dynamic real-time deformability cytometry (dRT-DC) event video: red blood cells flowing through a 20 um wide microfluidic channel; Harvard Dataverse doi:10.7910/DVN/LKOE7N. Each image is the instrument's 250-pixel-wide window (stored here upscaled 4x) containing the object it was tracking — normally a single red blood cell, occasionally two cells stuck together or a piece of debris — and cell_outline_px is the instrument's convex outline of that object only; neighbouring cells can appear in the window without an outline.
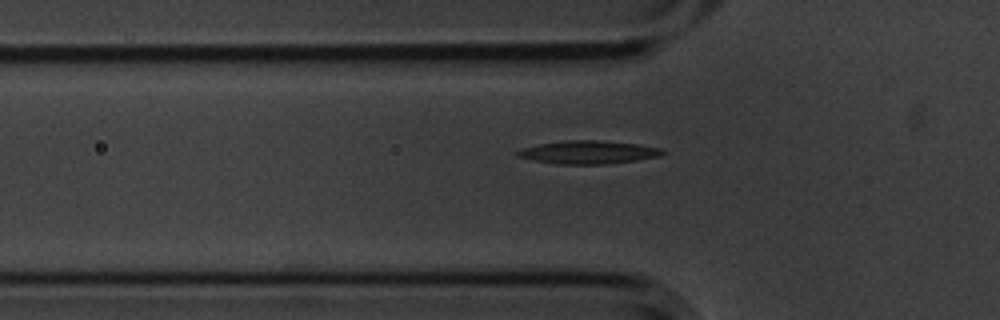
{"species": "common noctule bat (a hibernating species)", "species_latin": "Nyctalus noctula", "temperature_condition": "cold", "stored_images_in_passage": 36, "camera_frame_rate_fps": 3000, "um_per_image_px": 0.085, "animal": {"sex": "male", "body_mass_g": 20.1, "forearm_length_mm": 53.5}, "frame": {"image": 1, "passage_image": 5, "time_ms": 1.333, "image_size_px": [1000, 320], "cell_outline_px": [[664, 152], [660, 156], [636, 160], [608, 164], [556, 164], [532, 160], [516, 156], [516, 152], [520, 148], [540, 144], [564, 140], [596, 140], [636, 144], [664, 148]], "centroid_in_image_um": [49.98, 12.94], "position_along_channel_um": 75.8, "area_um2": 19.59}}
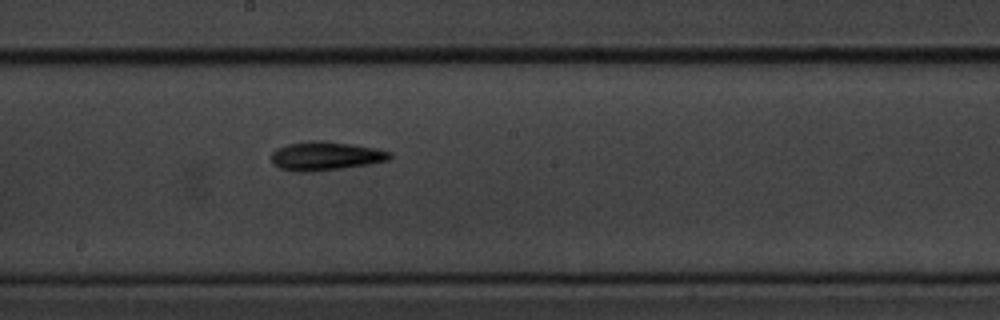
{"frame": {"image": 2, "passage_image": 17, "time_ms": 5.333, "image_size_px": [1000, 320], "cell_outline_px": [[392, 156], [388, 160], [368, 164], [312, 172], [296, 172], [280, 168], [272, 164], [272, 152], [276, 148], [288, 144], [312, 140], [324, 140], [352, 144], [376, 148], [392, 152]], "centroid_in_image_um": [27.65, 13.25], "position_along_channel_um": 220.5, "area_um2": 19.94}}
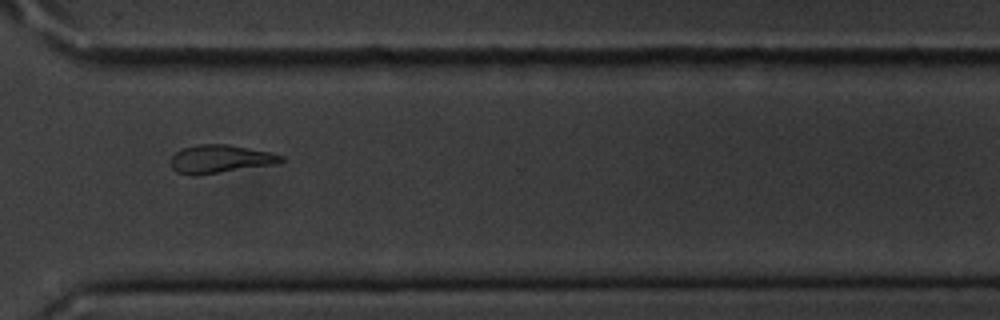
{"frame": {"image": 3, "passage_image": 28, "time_ms": 9.0, "image_size_px": [1000, 320], "cell_outline_px": [[284, 160], [272, 164], [216, 172], [176, 172], [172, 168], [172, 156], [176, 152], [184, 148], [200, 144], [228, 144], [268, 152], [284, 156]], "centroid_in_image_um": [18.74, 13.46], "position_along_channel_um": 351.9, "area_um2": 16.94}}